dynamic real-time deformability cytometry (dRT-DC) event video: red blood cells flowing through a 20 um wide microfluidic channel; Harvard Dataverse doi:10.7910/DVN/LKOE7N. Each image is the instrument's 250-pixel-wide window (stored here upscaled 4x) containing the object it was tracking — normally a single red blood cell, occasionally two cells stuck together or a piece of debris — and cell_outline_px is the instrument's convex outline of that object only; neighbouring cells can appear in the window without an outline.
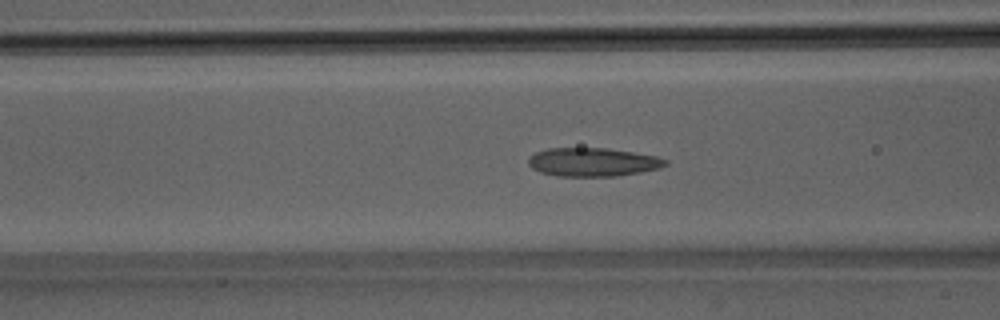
{"species": "Egyptian fruit bat (a non-hibernating species)", "species_latin": "Rousettus aegyptiacus", "temperature_condition": "room temperature", "stored_images_in_passage": 40, "camera_frame_rate_fps": 3000, "um_per_image_px": 0.085, "animal": {"sex": "male"}, "frame": {"image": 1, "passage_image": 10, "time_ms": 3.0, "image_size_px": [1000, 320], "cell_outline_px": [[668, 164], [660, 168], [640, 172], [616, 176], [556, 176], [540, 172], [532, 168], [528, 164], [528, 160], [536, 152], [548, 148], [604, 148], [632, 152], [656, 156], [668, 160]], "centroid_in_image_um": [50.39, 13.78], "position_along_channel_um": 116.2, "area_um2": 22.72}}
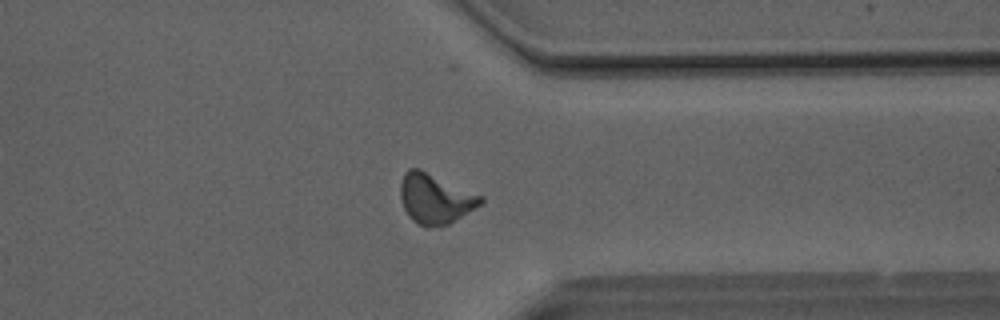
{"frame": {"image": 2, "passage_image": 29, "time_ms": 9.333, "image_size_px": [1000, 320], "cell_outline_px": [[484, 200], [480, 204], [448, 224], [428, 228], [416, 224], [408, 216], [404, 208], [400, 196], [400, 184], [404, 172], [408, 168], [420, 168], [484, 196]], "centroid_in_image_um": [36.96, 16.87], "position_along_channel_um": 374.4, "area_um2": 23.47}}
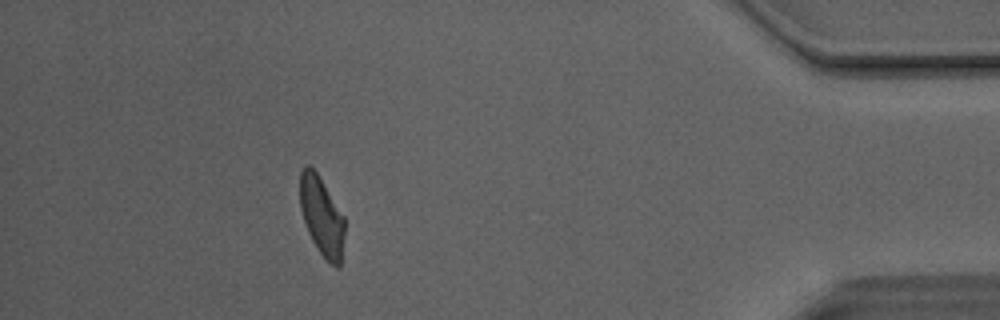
{"frame": {"image": 3, "passage_image": 35, "time_ms": 11.333, "image_size_px": [1000, 320], "cell_outline_px": [[344, 236], [340, 268], [336, 268], [320, 252], [312, 240], [308, 232], [300, 208], [300, 172], [308, 164], [316, 172], [344, 216]], "centroid_in_image_um": [27.35, 18.39], "position_along_channel_um": 407.9, "area_um2": 20.17}, "authors_computed_cell_mechanics": {"area_um2": 21.8484, "velocity_mm_per_s": 4.1228, "shape_relaxation_time_tau1_ms": 11.143, "shape_relaxation_time_tau2_ms": 1.8102, "deformation_change_tau1": 0.2456, "deformation_change_tau2": 0.1035}}